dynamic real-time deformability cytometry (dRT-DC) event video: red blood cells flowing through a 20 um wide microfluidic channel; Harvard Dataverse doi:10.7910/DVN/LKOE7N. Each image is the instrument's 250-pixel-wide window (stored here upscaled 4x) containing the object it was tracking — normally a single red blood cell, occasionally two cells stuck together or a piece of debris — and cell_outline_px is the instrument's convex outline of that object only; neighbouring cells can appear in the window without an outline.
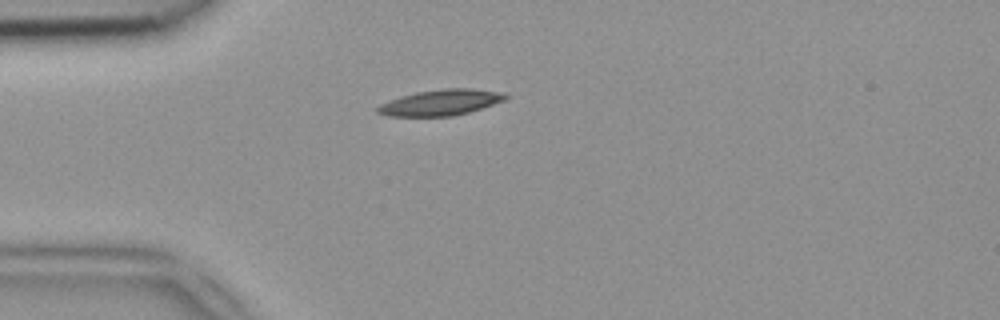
{"species": "common noctule bat (a hibernating species)", "species_latin": "Nyctalus noctula", "temperature_condition": "room temperature", "stored_images_in_passage": 37, "camera_frame_rate_fps": 3000, "um_per_image_px": 0.085, "animal": {"sex": "female", "body_mass_g": 18.4}, "frame": {"image": 1, "passage_image": 1, "time_ms": 0.0, "image_size_px": [1000, 320], "cell_outline_px": [[508, 96], [504, 100], [468, 112], [452, 116], [388, 116], [376, 112], [376, 108], [380, 104], [400, 96], [416, 92], [444, 88], [472, 88], [500, 92]], "centroid_in_image_um": [37.41, 8.71], "position_along_channel_um": 47.6, "area_um2": 19.07}}
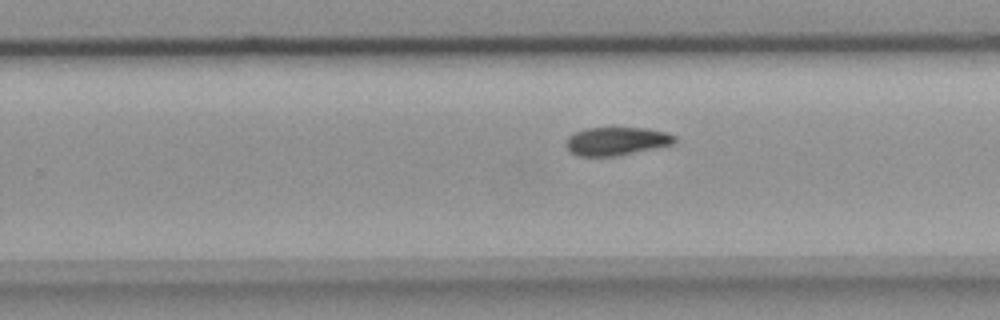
{"frame": {"image": 2, "passage_image": 19, "time_ms": 6.0, "image_size_px": [1000, 320], "cell_outline_px": [[676, 140], [672, 144], [620, 156], [580, 156], [572, 152], [564, 144], [568, 136], [572, 132], [584, 128], [648, 128], [664, 132], [676, 136]], "centroid_in_image_um": [52.37, 11.99], "position_along_channel_um": 277.4, "area_um2": 17.98}}
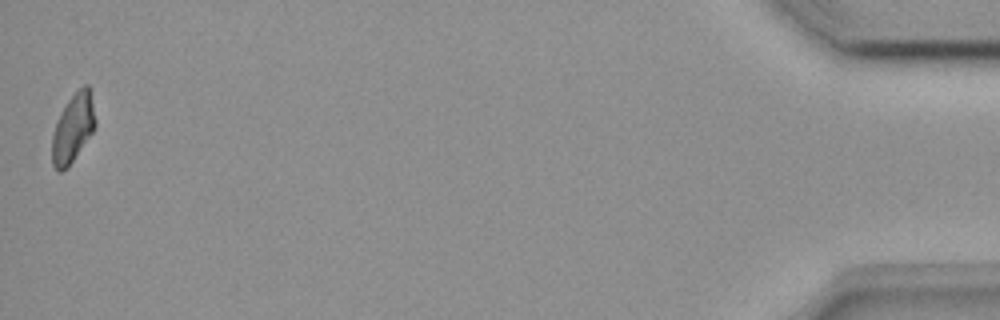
{"frame": {"image": 3, "passage_image": 37, "time_ms": 12.0, "image_size_px": [1000, 320], "cell_outline_px": [[96, 124], [92, 132], [68, 168], [60, 172], [52, 164], [52, 136], [56, 120], [68, 100], [84, 84], [88, 84], [96, 120]], "centroid_in_image_um": [6.19, 10.91], "position_along_channel_um": 429.0, "area_um2": 17.05}}